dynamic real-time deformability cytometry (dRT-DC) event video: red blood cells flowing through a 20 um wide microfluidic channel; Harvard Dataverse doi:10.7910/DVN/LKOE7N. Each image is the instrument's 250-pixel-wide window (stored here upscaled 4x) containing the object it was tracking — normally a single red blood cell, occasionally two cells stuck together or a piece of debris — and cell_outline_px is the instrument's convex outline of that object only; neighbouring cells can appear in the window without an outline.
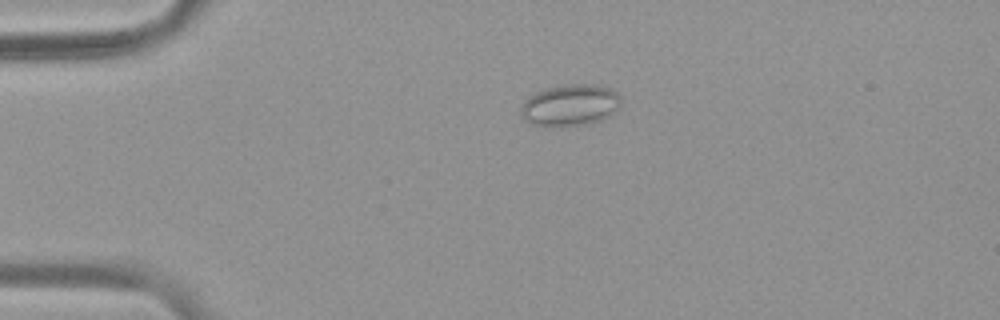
{"species": "common noctule bat (a hibernating species)", "species_latin": "Nyctalus noctula", "temperature_condition": "warm", "stored_images_in_passage": 5, "camera_frame_rate_fps": 3000, "um_per_image_px": 0.085, "animal": {"sex": "female", "body_mass_g": 19.9}, "frame": {"image": 1, "passage_image": 4, "time_ms": 1.0, "image_size_px": [1000, 320], "cell_outline_px": [[620, 104], [616, 112], [600, 120], [584, 124], [532, 124], [524, 120], [520, 116], [520, 104], [528, 96], [536, 92], [548, 88], [568, 84], [592, 84], [608, 88], [616, 92], [620, 96]], "centroid_in_image_um": [48.44, 8.91], "position_along_channel_um": 36.6, "area_um2": 23.81}}